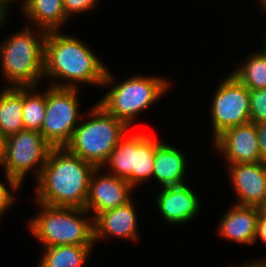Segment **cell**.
Here are the masks:
<instances>
[{
  "label": "cell",
  "mask_w": 266,
  "mask_h": 267,
  "mask_svg": "<svg viewBox=\"0 0 266 267\" xmlns=\"http://www.w3.org/2000/svg\"><path fill=\"white\" fill-rule=\"evenodd\" d=\"M62 32H47L43 79L54 81L49 86L58 88L102 87L108 67L79 37Z\"/></svg>",
  "instance_id": "obj_1"
},
{
  "label": "cell",
  "mask_w": 266,
  "mask_h": 267,
  "mask_svg": "<svg viewBox=\"0 0 266 267\" xmlns=\"http://www.w3.org/2000/svg\"><path fill=\"white\" fill-rule=\"evenodd\" d=\"M96 167L65 147L52 148L36 180L33 202L56 207L84 208Z\"/></svg>",
  "instance_id": "obj_2"
},
{
  "label": "cell",
  "mask_w": 266,
  "mask_h": 267,
  "mask_svg": "<svg viewBox=\"0 0 266 267\" xmlns=\"http://www.w3.org/2000/svg\"><path fill=\"white\" fill-rule=\"evenodd\" d=\"M22 28L0 42L5 87H38L43 79L47 32L27 24Z\"/></svg>",
  "instance_id": "obj_3"
},
{
  "label": "cell",
  "mask_w": 266,
  "mask_h": 267,
  "mask_svg": "<svg viewBox=\"0 0 266 267\" xmlns=\"http://www.w3.org/2000/svg\"><path fill=\"white\" fill-rule=\"evenodd\" d=\"M115 79L113 73L107 69L102 87L105 85L110 90L97 103L109 114L123 121L130 130L138 114L157 103L171 89L172 83L158 75H132L118 84Z\"/></svg>",
  "instance_id": "obj_4"
},
{
  "label": "cell",
  "mask_w": 266,
  "mask_h": 267,
  "mask_svg": "<svg viewBox=\"0 0 266 267\" xmlns=\"http://www.w3.org/2000/svg\"><path fill=\"white\" fill-rule=\"evenodd\" d=\"M34 203L40 211L31 216L27 227L43 247L95 245L94 218L85 208Z\"/></svg>",
  "instance_id": "obj_5"
},
{
  "label": "cell",
  "mask_w": 266,
  "mask_h": 267,
  "mask_svg": "<svg viewBox=\"0 0 266 267\" xmlns=\"http://www.w3.org/2000/svg\"><path fill=\"white\" fill-rule=\"evenodd\" d=\"M88 110L65 148L96 168H101L130 128L98 103Z\"/></svg>",
  "instance_id": "obj_6"
},
{
  "label": "cell",
  "mask_w": 266,
  "mask_h": 267,
  "mask_svg": "<svg viewBox=\"0 0 266 267\" xmlns=\"http://www.w3.org/2000/svg\"><path fill=\"white\" fill-rule=\"evenodd\" d=\"M52 148L37 131L24 129L7 136L6 154L0 167L8 185L21 188L30 172L37 180Z\"/></svg>",
  "instance_id": "obj_7"
},
{
  "label": "cell",
  "mask_w": 266,
  "mask_h": 267,
  "mask_svg": "<svg viewBox=\"0 0 266 267\" xmlns=\"http://www.w3.org/2000/svg\"><path fill=\"white\" fill-rule=\"evenodd\" d=\"M79 88L47 86L46 111L40 133L53 147H65L70 141L79 120Z\"/></svg>",
  "instance_id": "obj_8"
},
{
  "label": "cell",
  "mask_w": 266,
  "mask_h": 267,
  "mask_svg": "<svg viewBox=\"0 0 266 267\" xmlns=\"http://www.w3.org/2000/svg\"><path fill=\"white\" fill-rule=\"evenodd\" d=\"M219 82L210 106L212 140L228 128L250 122L249 89L230 72Z\"/></svg>",
  "instance_id": "obj_9"
},
{
  "label": "cell",
  "mask_w": 266,
  "mask_h": 267,
  "mask_svg": "<svg viewBox=\"0 0 266 267\" xmlns=\"http://www.w3.org/2000/svg\"><path fill=\"white\" fill-rule=\"evenodd\" d=\"M102 171L101 167L96 168L92 173L84 207L93 218L103 211L126 204L132 199V193H134L132 191L135 190L126 180L108 171L103 173Z\"/></svg>",
  "instance_id": "obj_10"
},
{
  "label": "cell",
  "mask_w": 266,
  "mask_h": 267,
  "mask_svg": "<svg viewBox=\"0 0 266 267\" xmlns=\"http://www.w3.org/2000/svg\"><path fill=\"white\" fill-rule=\"evenodd\" d=\"M213 146L225 157L227 165L262 162L257 127L253 122L224 130L213 140Z\"/></svg>",
  "instance_id": "obj_11"
},
{
  "label": "cell",
  "mask_w": 266,
  "mask_h": 267,
  "mask_svg": "<svg viewBox=\"0 0 266 267\" xmlns=\"http://www.w3.org/2000/svg\"><path fill=\"white\" fill-rule=\"evenodd\" d=\"M227 168L238 199L232 204L260 208L266 198V162L235 163Z\"/></svg>",
  "instance_id": "obj_12"
},
{
  "label": "cell",
  "mask_w": 266,
  "mask_h": 267,
  "mask_svg": "<svg viewBox=\"0 0 266 267\" xmlns=\"http://www.w3.org/2000/svg\"><path fill=\"white\" fill-rule=\"evenodd\" d=\"M188 185L162 187L156 197V207L165 223L171 225L186 224L201 209V201Z\"/></svg>",
  "instance_id": "obj_13"
},
{
  "label": "cell",
  "mask_w": 266,
  "mask_h": 267,
  "mask_svg": "<svg viewBox=\"0 0 266 267\" xmlns=\"http://www.w3.org/2000/svg\"><path fill=\"white\" fill-rule=\"evenodd\" d=\"M133 198L117 208L99 213L94 218V242L107 238L138 241V214Z\"/></svg>",
  "instance_id": "obj_14"
},
{
  "label": "cell",
  "mask_w": 266,
  "mask_h": 267,
  "mask_svg": "<svg viewBox=\"0 0 266 267\" xmlns=\"http://www.w3.org/2000/svg\"><path fill=\"white\" fill-rule=\"evenodd\" d=\"M259 213V207L231 205L219 220L218 235L234 244L253 246Z\"/></svg>",
  "instance_id": "obj_15"
},
{
  "label": "cell",
  "mask_w": 266,
  "mask_h": 267,
  "mask_svg": "<svg viewBox=\"0 0 266 267\" xmlns=\"http://www.w3.org/2000/svg\"><path fill=\"white\" fill-rule=\"evenodd\" d=\"M186 160L182 150L162 140L155 148L152 178L160 188L185 184Z\"/></svg>",
  "instance_id": "obj_16"
},
{
  "label": "cell",
  "mask_w": 266,
  "mask_h": 267,
  "mask_svg": "<svg viewBox=\"0 0 266 267\" xmlns=\"http://www.w3.org/2000/svg\"><path fill=\"white\" fill-rule=\"evenodd\" d=\"M21 8L22 16L30 23L29 26L46 32L61 31L70 20L65 13L63 0H24Z\"/></svg>",
  "instance_id": "obj_17"
},
{
  "label": "cell",
  "mask_w": 266,
  "mask_h": 267,
  "mask_svg": "<svg viewBox=\"0 0 266 267\" xmlns=\"http://www.w3.org/2000/svg\"><path fill=\"white\" fill-rule=\"evenodd\" d=\"M23 87H4L0 91V130L12 135L24 130Z\"/></svg>",
  "instance_id": "obj_18"
},
{
  "label": "cell",
  "mask_w": 266,
  "mask_h": 267,
  "mask_svg": "<svg viewBox=\"0 0 266 267\" xmlns=\"http://www.w3.org/2000/svg\"><path fill=\"white\" fill-rule=\"evenodd\" d=\"M93 248L94 245L44 247L37 267H83Z\"/></svg>",
  "instance_id": "obj_19"
},
{
  "label": "cell",
  "mask_w": 266,
  "mask_h": 267,
  "mask_svg": "<svg viewBox=\"0 0 266 267\" xmlns=\"http://www.w3.org/2000/svg\"><path fill=\"white\" fill-rule=\"evenodd\" d=\"M128 134V135H127ZM108 166V167H107ZM126 180L133 187V169H135V133H126L110 153L102 169Z\"/></svg>",
  "instance_id": "obj_20"
},
{
  "label": "cell",
  "mask_w": 266,
  "mask_h": 267,
  "mask_svg": "<svg viewBox=\"0 0 266 267\" xmlns=\"http://www.w3.org/2000/svg\"><path fill=\"white\" fill-rule=\"evenodd\" d=\"M162 140L151 133L135 132V169H133V188L149 181L153 176V161L156 146ZM150 178V179H149Z\"/></svg>",
  "instance_id": "obj_21"
},
{
  "label": "cell",
  "mask_w": 266,
  "mask_h": 267,
  "mask_svg": "<svg viewBox=\"0 0 266 267\" xmlns=\"http://www.w3.org/2000/svg\"><path fill=\"white\" fill-rule=\"evenodd\" d=\"M244 63L230 72L249 90L266 88V49L261 45L260 51L252 52Z\"/></svg>",
  "instance_id": "obj_22"
},
{
  "label": "cell",
  "mask_w": 266,
  "mask_h": 267,
  "mask_svg": "<svg viewBox=\"0 0 266 267\" xmlns=\"http://www.w3.org/2000/svg\"><path fill=\"white\" fill-rule=\"evenodd\" d=\"M36 88L23 87L22 117L25 129L40 132L46 111V91L41 93Z\"/></svg>",
  "instance_id": "obj_23"
},
{
  "label": "cell",
  "mask_w": 266,
  "mask_h": 267,
  "mask_svg": "<svg viewBox=\"0 0 266 267\" xmlns=\"http://www.w3.org/2000/svg\"><path fill=\"white\" fill-rule=\"evenodd\" d=\"M250 122L259 124L266 122V88L249 90Z\"/></svg>",
  "instance_id": "obj_24"
},
{
  "label": "cell",
  "mask_w": 266,
  "mask_h": 267,
  "mask_svg": "<svg viewBox=\"0 0 266 267\" xmlns=\"http://www.w3.org/2000/svg\"><path fill=\"white\" fill-rule=\"evenodd\" d=\"M100 0H63V6L68 18L77 14L91 12L100 3ZM88 11V12H87Z\"/></svg>",
  "instance_id": "obj_25"
},
{
  "label": "cell",
  "mask_w": 266,
  "mask_h": 267,
  "mask_svg": "<svg viewBox=\"0 0 266 267\" xmlns=\"http://www.w3.org/2000/svg\"><path fill=\"white\" fill-rule=\"evenodd\" d=\"M4 182L0 181V220L3 217V214H6L8 209L14 205L16 201V193L20 188L17 185H7L3 184ZM15 195V196H14Z\"/></svg>",
  "instance_id": "obj_26"
},
{
  "label": "cell",
  "mask_w": 266,
  "mask_h": 267,
  "mask_svg": "<svg viewBox=\"0 0 266 267\" xmlns=\"http://www.w3.org/2000/svg\"><path fill=\"white\" fill-rule=\"evenodd\" d=\"M258 147L261 154L262 162H266V122L256 124Z\"/></svg>",
  "instance_id": "obj_27"
},
{
  "label": "cell",
  "mask_w": 266,
  "mask_h": 267,
  "mask_svg": "<svg viewBox=\"0 0 266 267\" xmlns=\"http://www.w3.org/2000/svg\"><path fill=\"white\" fill-rule=\"evenodd\" d=\"M257 240H261L266 245V214L263 212L259 213L256 226V234L254 239V244Z\"/></svg>",
  "instance_id": "obj_28"
},
{
  "label": "cell",
  "mask_w": 266,
  "mask_h": 267,
  "mask_svg": "<svg viewBox=\"0 0 266 267\" xmlns=\"http://www.w3.org/2000/svg\"><path fill=\"white\" fill-rule=\"evenodd\" d=\"M15 1L16 0H0V16H9L8 14L10 13L12 3H17ZM18 1H21L20 3L22 6L24 0H18Z\"/></svg>",
  "instance_id": "obj_29"
},
{
  "label": "cell",
  "mask_w": 266,
  "mask_h": 267,
  "mask_svg": "<svg viewBox=\"0 0 266 267\" xmlns=\"http://www.w3.org/2000/svg\"><path fill=\"white\" fill-rule=\"evenodd\" d=\"M7 136L0 130V164L3 162L6 154Z\"/></svg>",
  "instance_id": "obj_30"
},
{
  "label": "cell",
  "mask_w": 266,
  "mask_h": 267,
  "mask_svg": "<svg viewBox=\"0 0 266 267\" xmlns=\"http://www.w3.org/2000/svg\"><path fill=\"white\" fill-rule=\"evenodd\" d=\"M241 267H266V258H256L255 260H250V262L243 263Z\"/></svg>",
  "instance_id": "obj_31"
},
{
  "label": "cell",
  "mask_w": 266,
  "mask_h": 267,
  "mask_svg": "<svg viewBox=\"0 0 266 267\" xmlns=\"http://www.w3.org/2000/svg\"><path fill=\"white\" fill-rule=\"evenodd\" d=\"M257 1H259V6H261V8H262V11H264L263 12V14L265 13L266 14V0H257Z\"/></svg>",
  "instance_id": "obj_32"
},
{
  "label": "cell",
  "mask_w": 266,
  "mask_h": 267,
  "mask_svg": "<svg viewBox=\"0 0 266 267\" xmlns=\"http://www.w3.org/2000/svg\"><path fill=\"white\" fill-rule=\"evenodd\" d=\"M6 20L8 21V16H0V27H3L6 23Z\"/></svg>",
  "instance_id": "obj_33"
},
{
  "label": "cell",
  "mask_w": 266,
  "mask_h": 267,
  "mask_svg": "<svg viewBox=\"0 0 266 267\" xmlns=\"http://www.w3.org/2000/svg\"><path fill=\"white\" fill-rule=\"evenodd\" d=\"M260 212H263L266 214V198H265L264 203L260 206Z\"/></svg>",
  "instance_id": "obj_34"
},
{
  "label": "cell",
  "mask_w": 266,
  "mask_h": 267,
  "mask_svg": "<svg viewBox=\"0 0 266 267\" xmlns=\"http://www.w3.org/2000/svg\"><path fill=\"white\" fill-rule=\"evenodd\" d=\"M262 39L263 42L261 44L266 49V35Z\"/></svg>",
  "instance_id": "obj_35"
}]
</instances>
